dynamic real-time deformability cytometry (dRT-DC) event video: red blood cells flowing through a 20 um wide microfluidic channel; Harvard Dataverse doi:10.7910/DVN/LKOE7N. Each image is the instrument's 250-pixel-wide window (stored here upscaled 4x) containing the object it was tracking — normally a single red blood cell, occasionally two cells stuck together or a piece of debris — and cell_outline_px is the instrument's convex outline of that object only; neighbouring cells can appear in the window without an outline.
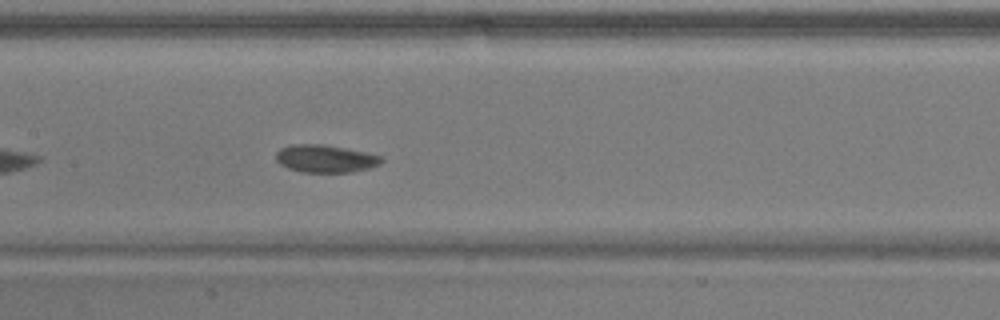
{"species": "common noctule bat (a hibernating species)", "species_latin": "Nyctalus noctula", "temperature_condition": "warm", "stored_images_in_passage": 42, "camera_frame_rate_fps": 3000, "um_per_image_px": 0.085, "animal": {"sex": "male", "body_mass_g": 17.9}, "frame": {"image": 1, "passage_image": 13, "time_ms": 4.0, "image_size_px": [1000, 320], "cell_outline_px": [[384, 160], [380, 164], [368, 168], [352, 172], [300, 172], [288, 168], [280, 164], [276, 160], [276, 152], [280, 148], [292, 144], [324, 144], [384, 156]], "centroid_in_image_um": [27.65, 13.48], "position_along_channel_um": 179.7, "area_um2": 17.05}}
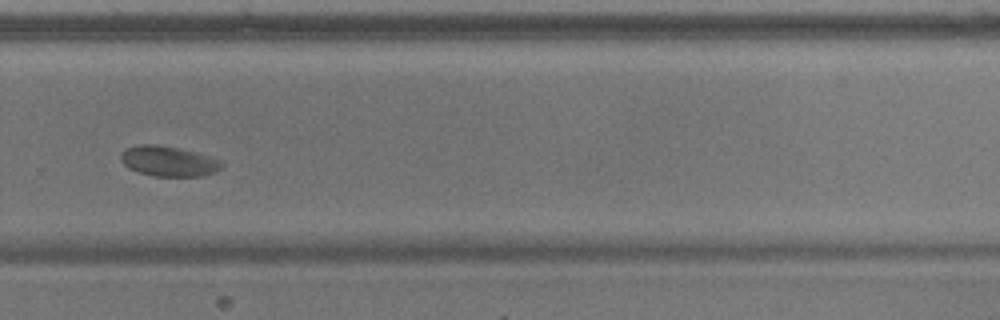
{"frame": {"image": 2, "passage_image": 24, "time_ms": 7.667, "image_size_px": [1000, 320], "cell_outline_px": [[224, 164], [220, 168], [212, 172], [200, 176], [152, 176], [128, 168], [120, 160], [120, 152], [124, 148], [136, 144], [156, 144], [180, 148], [208, 156]], "centroid_in_image_um": [14.22, 13.68], "position_along_channel_um": 315.6, "area_um2": 17.69}, "authors_computed_cell_mechanics": {"area_um2": 17.8313, "velocity_mm_per_s": 3.7103, "shape_relaxation_time_tau1_ms": 5.1518, "shape_relaxation_time_tau2_ms": 0.8749, "deformation_change_tau1": 0.0991, "deformation_change_tau2": 0.0369}}